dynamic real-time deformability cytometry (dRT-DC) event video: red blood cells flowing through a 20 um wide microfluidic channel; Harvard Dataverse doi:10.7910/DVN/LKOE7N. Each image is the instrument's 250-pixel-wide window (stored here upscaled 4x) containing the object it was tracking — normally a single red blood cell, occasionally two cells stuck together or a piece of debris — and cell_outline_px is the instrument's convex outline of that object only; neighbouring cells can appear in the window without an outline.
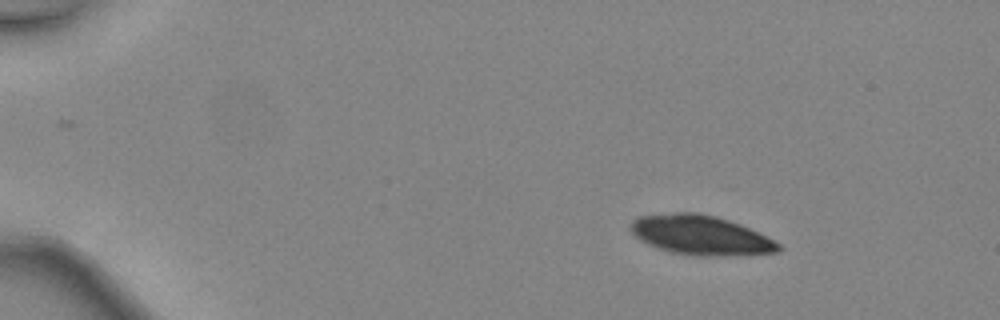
{"species": "common noctule bat (a hibernating species)", "species_latin": "Nyctalus noctula", "temperature_condition": "warm", "stored_images_in_passage": 15, "camera_frame_rate_fps": 3000, "um_per_image_px": 0.085, "animal": {"sex": "female", "body_mass_g": 24.6, "forearm_length_mm": 56.2}, "frame": {"image": 1, "passage_image": 1, "time_ms": 0.0, "image_size_px": [1000, 320], "cell_outline_px": [[784, 248], [780, 252], [724, 256], [692, 256], [672, 252], [656, 248], [640, 240], [628, 228], [632, 220], [640, 216], [672, 212], [696, 212], [716, 216], [740, 224], [780, 244]], "centroid_in_image_um": [59.52, 19.99], "position_along_channel_um": 25.5, "area_um2": 34.16}}